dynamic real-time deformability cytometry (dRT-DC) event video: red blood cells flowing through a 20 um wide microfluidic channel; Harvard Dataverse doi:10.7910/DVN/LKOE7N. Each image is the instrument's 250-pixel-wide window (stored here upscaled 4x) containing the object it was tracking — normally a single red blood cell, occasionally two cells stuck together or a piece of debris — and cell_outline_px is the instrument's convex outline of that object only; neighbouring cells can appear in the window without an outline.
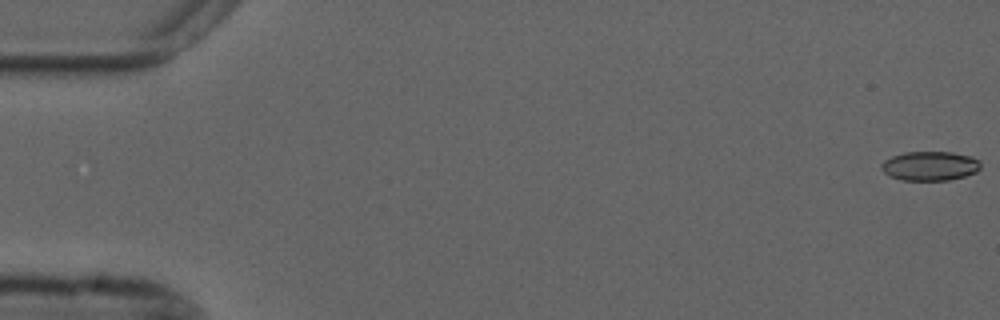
{"species": "common noctule bat (a hibernating species)", "species_latin": "Nyctalus noctula", "temperature_condition": "cold", "stored_images_in_passage": 56, "camera_frame_rate_fps": 3000, "um_per_image_px": 0.085, "animal": {"sex": "male", "forearm_length_mm": 52.5}, "frame": {"image": 1, "passage_image": 1, "time_ms": 0.0, "image_size_px": [1000, 320], "cell_outline_px": [[980, 168], [976, 172], [964, 176], [948, 180], [904, 180], [888, 176], [880, 168], [880, 164], [884, 160], [892, 156], [904, 152], [952, 152], [972, 156], [980, 160]], "centroid_in_image_um": [79.03, 14.1], "position_along_channel_um": 6.0, "area_um2": 17.05}}
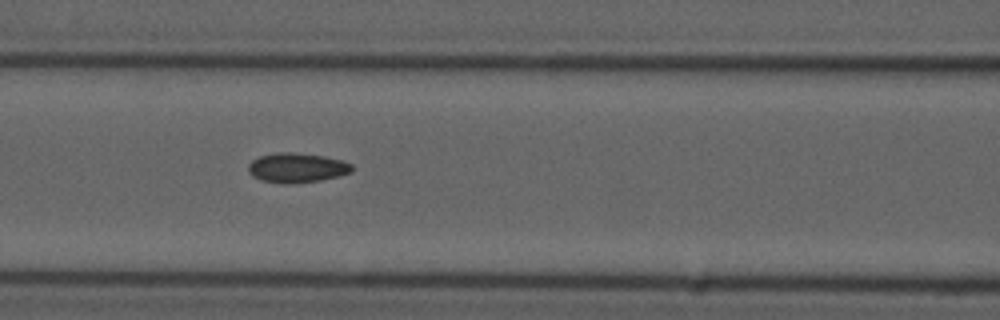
{"frame": {"image": 2, "passage_image": 24, "time_ms": 7.667, "image_size_px": [1000, 320], "cell_outline_px": [[352, 172], [340, 176], [320, 180], [292, 184], [284, 184], [260, 180], [252, 176], [248, 172], [248, 164], [252, 160], [260, 156], [280, 152], [288, 152], [324, 156], [340, 160], [352, 164]], "centroid_in_image_um": [25.21, 14.27], "position_along_channel_um": 141.4, "area_um2": 17.92}}
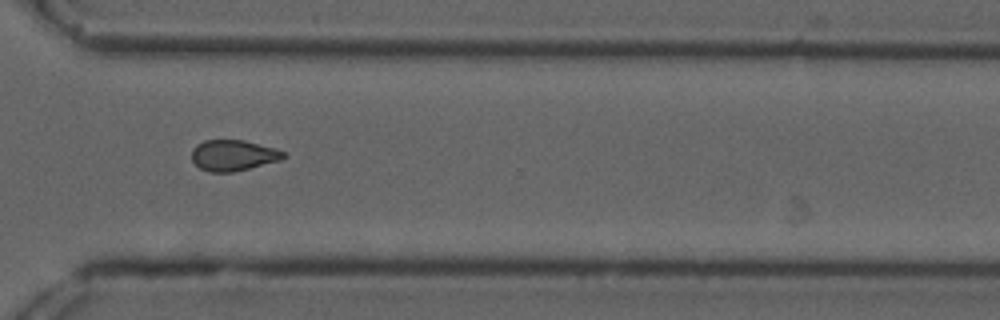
{"frame": {"image": 3, "passage_image": 41, "time_ms": 13.333, "image_size_px": [1000, 320], "cell_outline_px": [[288, 156], [280, 160], [232, 172], [208, 172], [200, 168], [192, 160], [192, 148], [196, 144], [204, 140], [244, 140], [276, 148], [284, 152]], "centroid_in_image_um": [19.82, 13.19], "position_along_channel_um": 350.8, "area_um2": 16.53}, "authors_computed_cell_mechanics": {"area_um2": 17.1088, "velocity_mm_per_s": 3.7041, "shape_relaxation_time_tau1_ms": null, "shape_relaxation_time_tau2_ms": 3.4999, "deformation_change_tau1": null, "deformation_change_tau2": 0.0759}}